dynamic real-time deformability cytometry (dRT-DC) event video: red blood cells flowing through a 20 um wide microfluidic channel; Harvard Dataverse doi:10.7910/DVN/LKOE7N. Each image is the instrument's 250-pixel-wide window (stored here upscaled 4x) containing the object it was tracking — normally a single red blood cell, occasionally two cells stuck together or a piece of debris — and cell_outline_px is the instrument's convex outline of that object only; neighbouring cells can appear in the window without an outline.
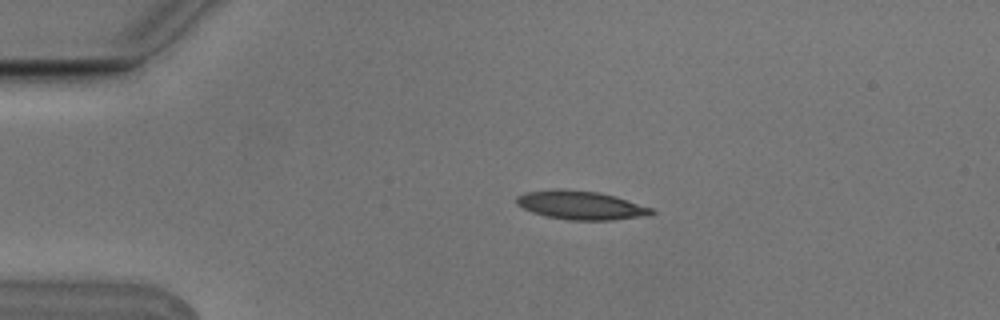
{"species": "Egyptian fruit bat (a non-hibernating species)", "species_latin": "Rousettus aegyptiacus", "temperature_condition": "cold", "stored_images_in_passage": 2, "camera_frame_rate_fps": 3000, "um_per_image_px": 0.085, "animal": {"sex": "male"}, "frame": {"image": 1, "passage_image": 1, "time_ms": 0.0, "image_size_px": [1000, 320], "cell_outline_px": [[656, 212], [648, 216], [612, 220], [568, 220], [548, 216], [532, 212], [516, 204], [516, 196], [524, 192], [560, 188], [600, 192], [616, 196], [652, 208]], "centroid_in_image_um": [49.38, 17.43], "position_along_channel_um": 35.6, "area_um2": 22.72}}